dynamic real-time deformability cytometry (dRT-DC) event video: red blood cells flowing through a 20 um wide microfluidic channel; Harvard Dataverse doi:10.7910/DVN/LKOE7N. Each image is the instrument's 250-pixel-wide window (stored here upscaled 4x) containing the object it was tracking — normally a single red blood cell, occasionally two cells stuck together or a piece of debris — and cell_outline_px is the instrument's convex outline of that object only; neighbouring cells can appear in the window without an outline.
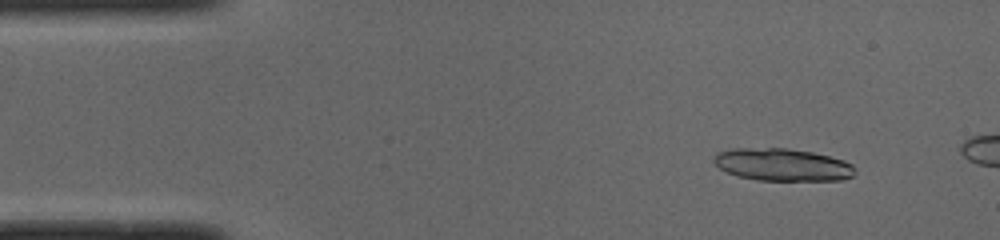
{"species": "common noctule bat (a hibernating species)", "species_latin": "Nyctalus noctula", "temperature_condition": "cold", "stored_images_in_passage": 7, "camera_frame_rate_fps": 3000, "um_per_image_px": 0.085, "animal": {"sex": "male", "body_mass_g": 19.0, "forearm_length_mm": 50.8}, "frame": {"image": 1, "passage_image": 2, "time_ms": 0.333, "image_size_px": [1000, 240], "cell_outline_px": [[856, 172], [852, 176], [840, 180], [760, 180], [740, 176], [728, 172], [720, 168], [712, 160], [716, 152], [736, 148], [788, 148], [812, 152], [844, 160], [852, 164]], "centroid_in_image_um": [66.51, 13.99], "position_along_channel_um": 18.5, "area_um2": 26.53}}